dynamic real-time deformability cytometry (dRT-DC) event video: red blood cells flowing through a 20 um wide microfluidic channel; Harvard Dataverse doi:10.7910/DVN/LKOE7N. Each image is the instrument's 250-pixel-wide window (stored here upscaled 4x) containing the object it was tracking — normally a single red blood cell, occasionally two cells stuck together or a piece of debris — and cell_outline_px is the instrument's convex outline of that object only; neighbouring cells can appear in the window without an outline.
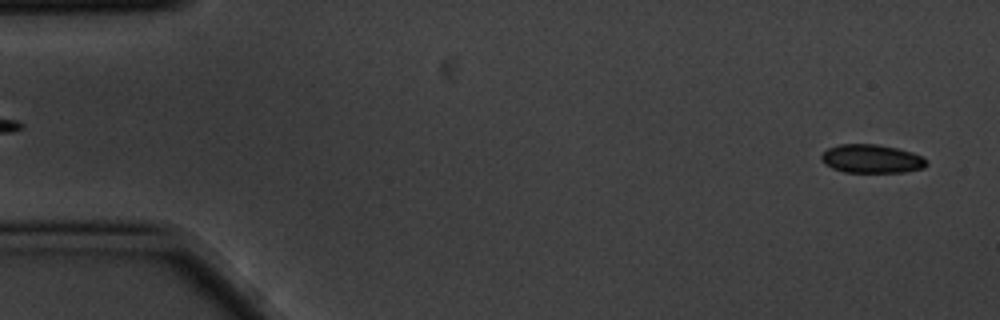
{"species": "common noctule bat (a hibernating species)", "species_latin": "Nyctalus noctula", "temperature_condition": "cold", "stored_images_in_passage": 5, "segment_of_instrument_passage": [1, 2], "camera_frame_rate_fps": 3000, "um_per_image_px": 0.085, "animal": {"sex": "male", "body_mass_g": 20.1, "forearm_length_mm": 53.5}, "frame": {"image": 1, "passage_image": 1, "time_ms": 0.0, "image_size_px": [1000, 320], "cell_outline_px": [[928, 164], [924, 168], [904, 172], [844, 172], [832, 168], [824, 164], [820, 160], [820, 156], [828, 148], [840, 144], [876, 144], [896, 148], [912, 152], [928, 160]], "centroid_in_image_um": [74.08, 13.5], "position_along_channel_um": 10.9, "area_um2": 17.57}}